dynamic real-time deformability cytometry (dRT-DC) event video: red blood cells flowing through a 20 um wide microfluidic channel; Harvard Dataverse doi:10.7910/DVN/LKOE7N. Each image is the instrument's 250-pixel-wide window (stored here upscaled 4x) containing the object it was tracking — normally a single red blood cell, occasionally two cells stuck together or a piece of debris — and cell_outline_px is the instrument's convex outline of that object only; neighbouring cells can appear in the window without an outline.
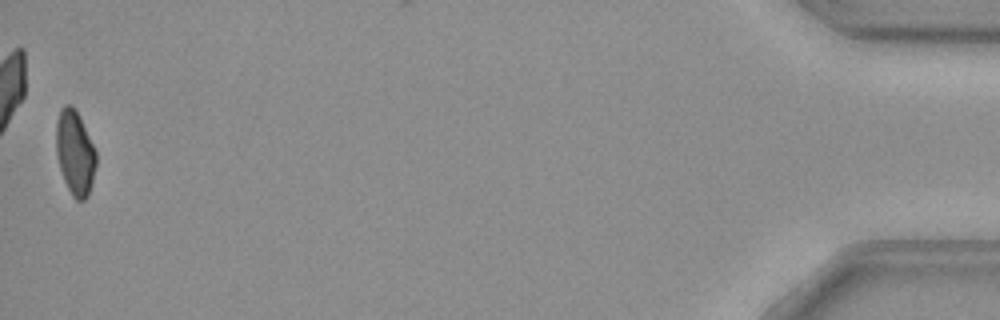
{"species": "common noctule bat (a hibernating species)", "species_latin": "Nyctalus noctula", "temperature_condition": "cold", "stored_images_in_passage": 54, "camera_frame_rate_fps": 3000, "um_per_image_px": 0.085, "animal": {"sex": "female", "body_mass_g": 29.2, "forearm_length_mm": 56.3}, "frame": {"image": 1, "passage_image": 54, "time_ms": 17.667, "image_size_px": [1000, 320], "cell_outline_px": [[96, 164], [88, 196], [84, 200], [76, 200], [72, 196], [64, 180], [60, 168], [56, 152], [56, 120], [60, 108], [64, 104], [68, 104], [76, 112], [96, 152]], "centroid_in_image_um": [6.35, 13.01], "position_along_channel_um": 428.9, "area_um2": 19.25}}